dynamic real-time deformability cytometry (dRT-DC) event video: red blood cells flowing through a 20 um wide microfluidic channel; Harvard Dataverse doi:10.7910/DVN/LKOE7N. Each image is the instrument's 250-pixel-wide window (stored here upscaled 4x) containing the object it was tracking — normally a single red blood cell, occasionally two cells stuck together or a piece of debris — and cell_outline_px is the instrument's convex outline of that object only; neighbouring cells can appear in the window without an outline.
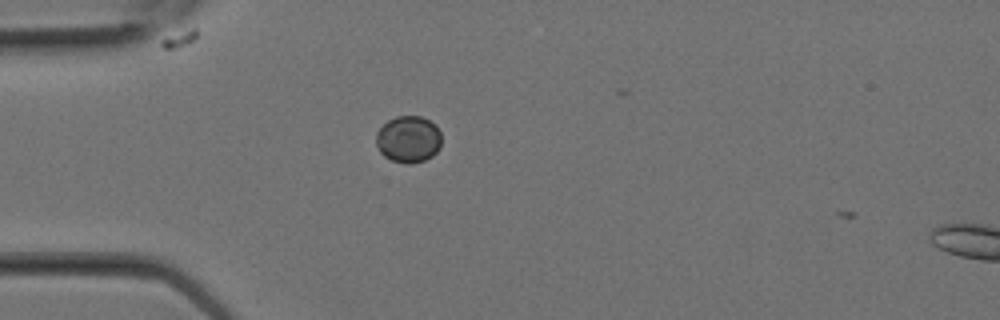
{"species": "Egyptian fruit bat (a non-hibernating species)", "species_latin": "Rousettus aegyptiacus", "temperature_condition": "room temperature", "stored_images_in_passage": 2, "camera_frame_rate_fps": 3000, "um_per_image_px": 0.085, "animal": {"sex": "female"}, "frame": {"image": 1, "passage_image": 1, "time_ms": 0.0, "image_size_px": [1000, 320], "cell_outline_px": [[440, 148], [432, 156], [424, 160], [412, 164], [408, 164], [392, 160], [384, 156], [380, 152], [376, 144], [376, 132], [388, 120], [396, 116], [420, 116], [436, 124], [440, 132]], "centroid_in_image_um": [34.71, 11.83], "position_along_channel_um": 50.3, "area_um2": 17.86}}